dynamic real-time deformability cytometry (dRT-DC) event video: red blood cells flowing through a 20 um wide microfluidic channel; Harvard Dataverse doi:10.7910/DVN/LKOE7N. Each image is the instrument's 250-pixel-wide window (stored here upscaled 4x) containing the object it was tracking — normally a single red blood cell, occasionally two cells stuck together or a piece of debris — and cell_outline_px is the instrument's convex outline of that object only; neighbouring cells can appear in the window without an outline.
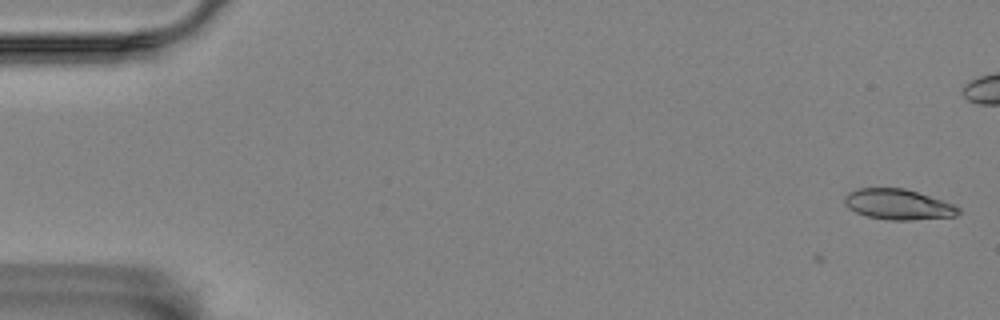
{"species": "Egyptian fruit bat (a non-hibernating species)", "species_latin": "Rousettus aegyptiacus", "temperature_condition": "room temperature", "stored_images_in_passage": 2, "camera_frame_rate_fps": 3000, "um_per_image_px": 0.085, "animal": {"sex": "female"}, "frame": {"image": 1, "passage_image": 2, "time_ms": 1.0, "image_size_px": [1000, 320], "cell_outline_px": [[960, 212], [956, 216], [908, 220], [892, 220], [868, 216], [856, 212], [848, 208], [844, 204], [844, 196], [848, 192], [860, 188], [904, 188], [952, 204], [960, 208]], "centroid_in_image_um": [76.3, 17.37], "position_along_channel_um": 8.7, "area_um2": 19.94}}